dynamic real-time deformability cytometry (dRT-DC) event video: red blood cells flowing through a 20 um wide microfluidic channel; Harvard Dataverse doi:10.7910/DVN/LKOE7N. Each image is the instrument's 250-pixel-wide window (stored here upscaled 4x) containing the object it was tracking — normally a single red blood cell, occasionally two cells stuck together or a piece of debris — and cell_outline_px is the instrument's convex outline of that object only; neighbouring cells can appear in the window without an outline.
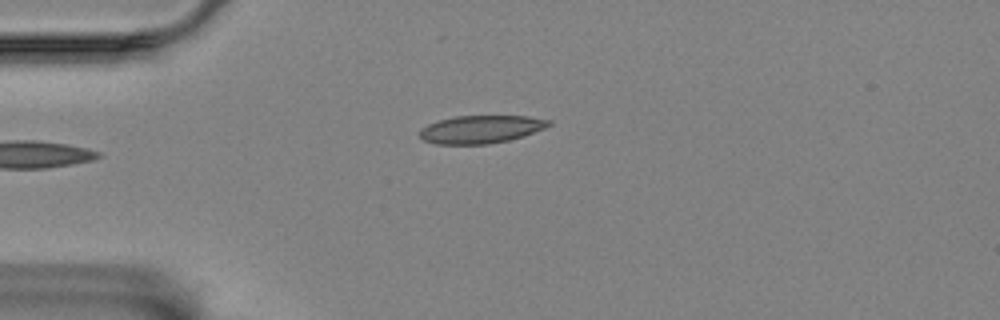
{"species": "Egyptian fruit bat (a non-hibernating species)", "species_latin": "Rousettus aegyptiacus", "temperature_condition": "room temperature", "stored_images_in_passage": 36, "camera_frame_rate_fps": 3000, "um_per_image_px": 0.085, "animal": {"sex": "female"}, "frame": {"image": 1, "passage_image": 1, "time_ms": 0.0, "image_size_px": [1000, 320], "cell_outline_px": [[552, 124], [544, 128], [524, 136], [508, 140], [488, 144], [436, 144], [424, 140], [420, 136], [420, 128], [428, 124], [440, 120], [456, 116], [528, 116], [552, 120]], "centroid_in_image_um": [40.9, 10.99], "position_along_channel_um": 44.1, "area_um2": 20.92}}
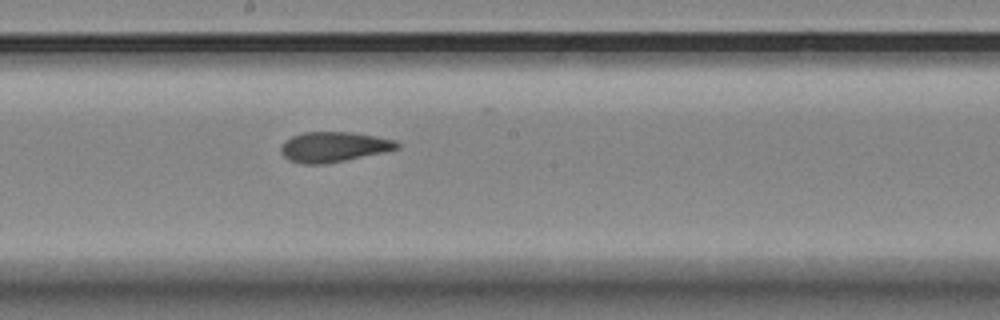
{"frame": {"image": 2, "passage_image": 18, "time_ms": 5.667, "image_size_px": [1000, 320], "cell_outline_px": [[400, 148], [384, 152], [324, 164], [304, 164], [288, 160], [280, 152], [280, 148], [284, 140], [292, 136], [304, 132], [352, 132], [376, 136], [396, 140], [400, 144]], "centroid_in_image_um": [28.35, 12.48], "position_along_channel_um": 219.8, "area_um2": 20.46}}
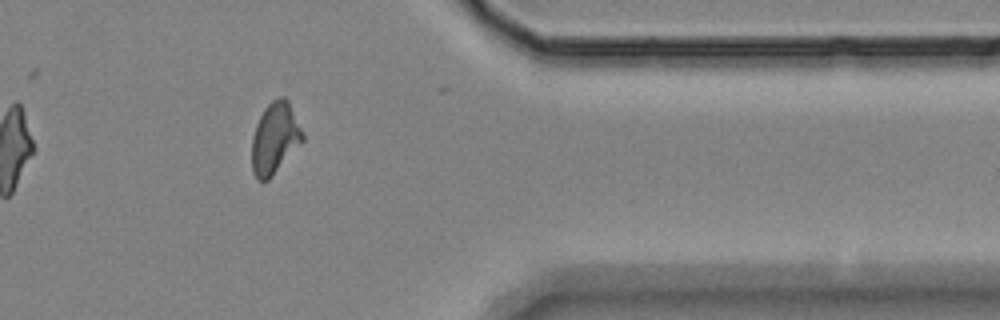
{"frame": {"image": 3, "passage_image": 34, "time_ms": 11.0, "image_size_px": [1000, 320], "cell_outline_px": [[304, 140], [272, 176], [268, 180], [256, 180], [252, 172], [252, 136], [256, 124], [264, 108], [272, 100], [280, 96], [284, 96], [288, 100], [304, 132]], "centroid_in_image_um": [23.36, 11.74], "position_along_channel_um": 388.0, "area_um2": 21.21}, "authors_computed_cell_mechanics": {"area_um2": 20.6057, "velocity_mm_per_s": 3.4394, "shape_relaxation_time_tau1_ms": 9.4226, "shape_relaxation_time_tau2_ms": 1.7361, "deformation_change_tau1": 0.2243, "deformation_change_tau2": 0.0849}}